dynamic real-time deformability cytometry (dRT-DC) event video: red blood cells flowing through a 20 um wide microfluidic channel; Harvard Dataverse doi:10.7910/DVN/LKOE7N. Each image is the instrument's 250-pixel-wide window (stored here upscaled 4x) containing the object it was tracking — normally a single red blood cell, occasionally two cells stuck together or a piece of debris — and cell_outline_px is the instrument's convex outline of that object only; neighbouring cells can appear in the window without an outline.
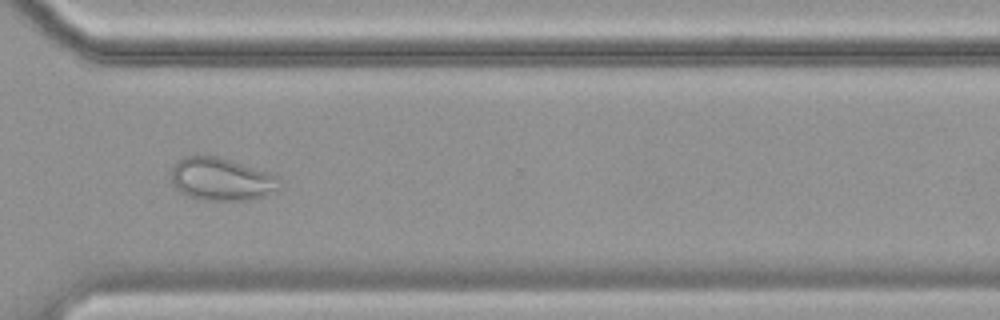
{"species": "common noctule bat (a hibernating species)", "species_latin": "Nyctalus noctula", "temperature_condition": "cold", "stored_images_in_passage": 53, "camera_frame_rate_fps": 3000, "um_per_image_px": 0.085, "animal": {"sex": "female", "body_mass_g": 19.9}, "frame": {"image": 1, "passage_image": 38, "time_ms": 12.333, "image_size_px": [1000, 320], "cell_outline_px": [[284, 184], [280, 188], [268, 196], [252, 200], [200, 200], [188, 196], [180, 192], [172, 184], [168, 176], [172, 164], [188, 156], [216, 156], [268, 172], [284, 180]], "centroid_in_image_um": [18.83, 15.26], "position_along_channel_um": 351.8, "area_um2": 27.57}}
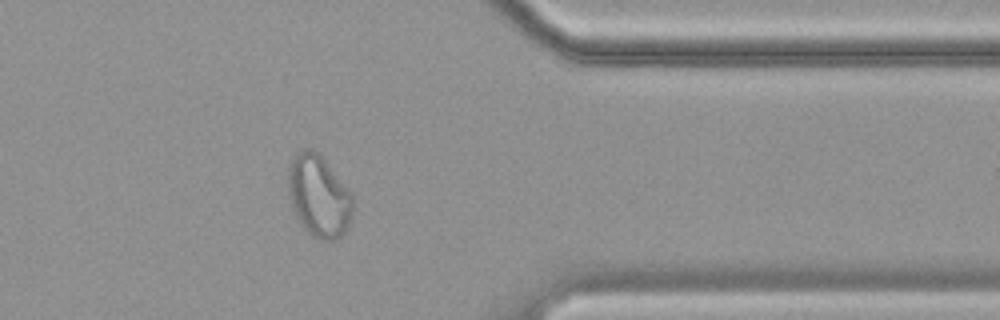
{"frame": {"image": 2, "passage_image": 42, "time_ms": 13.667, "image_size_px": [1000, 320], "cell_outline_px": [[352, 220], [344, 232], [336, 240], [320, 240], [308, 232], [304, 228], [296, 216], [292, 208], [288, 196], [288, 164], [296, 152], [308, 148], [316, 152], [324, 160], [352, 192]], "centroid_in_image_um": [27.08, 16.67], "position_along_channel_um": 384.3, "area_um2": 30.92}}
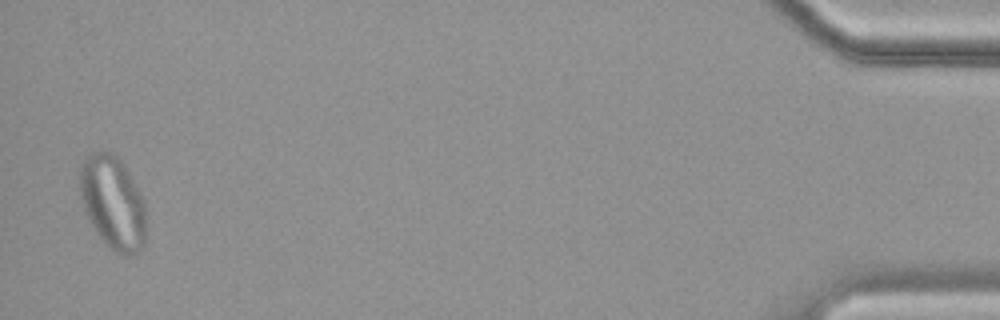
{"frame": {"image": 3, "passage_image": 52, "time_ms": 17.0, "image_size_px": [1000, 320], "cell_outline_px": [[144, 248], [128, 256], [124, 256], [116, 252], [100, 236], [92, 224], [88, 216], [80, 192], [80, 168], [84, 160], [88, 156], [96, 152], [112, 152], [120, 160], [140, 192], [144, 200]], "centroid_in_image_um": [9.61, 17.22], "position_along_channel_um": 425.6, "area_um2": 34.97}, "authors_computed_cell_mechanics": {"area_um2": 28.4954, "velocity_mm_per_s": 3.4551, "shape_relaxation_time_tau1_ms": null, "shape_relaxation_time_tau2_ms": 1.4717, "deformation_change_tau1": null, "deformation_change_tau2": 0.0624}}